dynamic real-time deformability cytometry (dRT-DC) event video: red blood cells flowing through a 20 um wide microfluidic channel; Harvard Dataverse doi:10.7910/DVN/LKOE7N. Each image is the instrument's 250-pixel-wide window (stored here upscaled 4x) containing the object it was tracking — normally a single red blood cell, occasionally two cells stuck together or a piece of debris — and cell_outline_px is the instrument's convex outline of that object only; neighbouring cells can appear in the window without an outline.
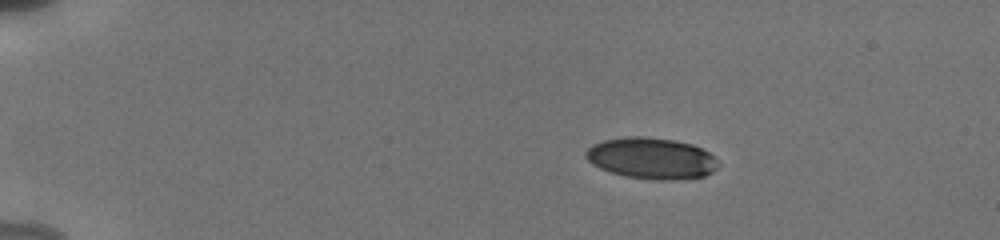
{"species": "human", "species_latin": "Homo sapiens", "temperature_condition": "cold", "stored_images_in_passage": 10, "camera_frame_rate_fps": 3000, "um_per_image_px": 0.085, "donor": {"sex": "male"}, "frame": {"image": 1, "passage_image": 4, "time_ms": 2.667, "image_size_px": [1000, 240], "cell_outline_px": [[720, 164], [712, 172], [704, 176], [672, 180], [660, 180], [624, 176], [600, 168], [592, 164], [584, 156], [584, 152], [592, 144], [604, 140], [624, 136], [644, 136], [676, 140], [692, 144], [708, 152], [720, 160]], "centroid_in_image_um": [55.38, 13.44], "position_along_channel_um": 29.6, "area_um2": 32.08}}
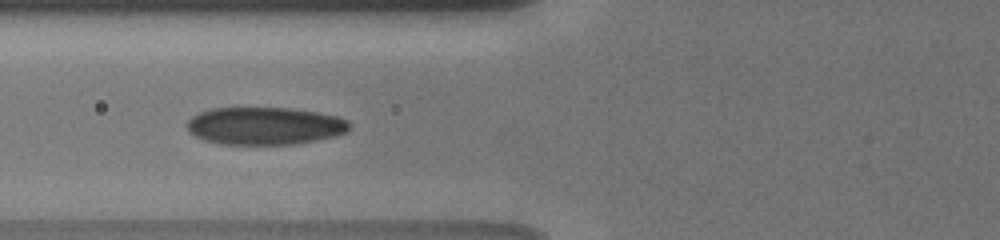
{"frame": {"image": 2, "passage_image": 9, "time_ms": 7.0, "image_size_px": [1000, 240], "cell_outline_px": [[352, 124], [348, 132], [336, 136], [296, 144], [220, 144], [204, 140], [188, 132], [184, 124], [192, 116], [200, 112], [212, 108], [292, 108], [316, 112], [336, 116], [348, 120]], "centroid_in_image_um": [22.5, 10.7], "position_along_channel_um": 103.3, "area_um2": 35.89}}